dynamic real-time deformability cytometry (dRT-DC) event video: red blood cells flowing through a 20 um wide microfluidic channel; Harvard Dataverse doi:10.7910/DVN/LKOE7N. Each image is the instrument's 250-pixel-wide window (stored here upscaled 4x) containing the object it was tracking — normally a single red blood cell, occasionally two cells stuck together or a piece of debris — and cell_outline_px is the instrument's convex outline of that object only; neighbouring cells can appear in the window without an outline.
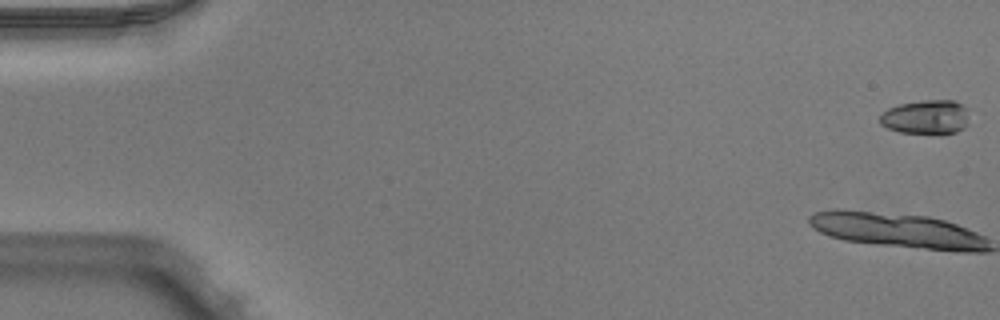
{"species": "Egyptian fruit bat (a non-hibernating species)", "species_latin": "Rousettus aegyptiacus", "temperature_condition": "warm", "stored_images_in_passage": 9, "camera_frame_rate_fps": 3000, "um_per_image_px": 0.085, "animal": {"sex": "male"}, "frame": {"image": 1, "passage_image": 1, "time_ms": 0.0, "image_size_px": [1000, 320], "cell_outline_px": [[968, 124], [964, 128], [956, 132], [944, 136], [900, 132], [888, 128], [880, 124], [880, 116], [888, 108], [900, 104], [920, 100], [956, 100], [968, 108]], "centroid_in_image_um": [78.77, 9.98], "position_along_channel_um": 6.2, "area_um2": 18.5}}